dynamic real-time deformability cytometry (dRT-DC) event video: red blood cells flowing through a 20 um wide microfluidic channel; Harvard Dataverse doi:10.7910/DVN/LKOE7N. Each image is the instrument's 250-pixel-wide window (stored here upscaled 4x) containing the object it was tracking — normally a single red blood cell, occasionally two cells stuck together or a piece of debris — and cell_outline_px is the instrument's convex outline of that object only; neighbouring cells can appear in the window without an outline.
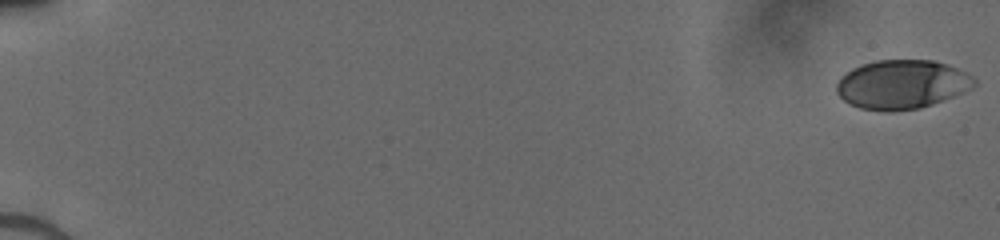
{"species": "human", "species_latin": "Homo sapiens", "temperature_condition": "cold", "stored_images_in_passage": 52, "camera_frame_rate_fps": 3000, "um_per_image_px": 0.085, "donor": {"sex": "male"}, "frame": {"image": 1, "passage_image": 1, "time_ms": 0.0, "image_size_px": [1000, 240], "cell_outline_px": [[976, 84], [952, 96], [932, 104], [916, 108], [860, 108], [844, 100], [836, 92], [836, 84], [840, 76], [852, 68], [876, 60], [932, 60], [948, 64], [972, 76], [976, 80]], "centroid_in_image_um": [76.63, 7.12], "position_along_channel_um": 8.4, "area_um2": 38.09}}
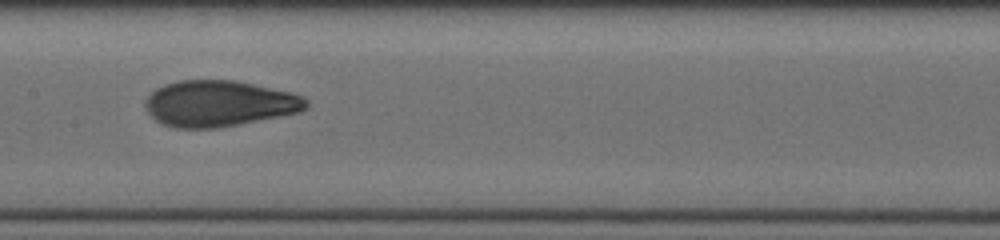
{"frame": {"image": 2, "passage_image": 29, "time_ms": 9.333, "image_size_px": [1000, 240], "cell_outline_px": [[308, 108], [300, 112], [220, 128], [176, 128], [164, 124], [156, 120], [148, 112], [144, 104], [148, 96], [156, 88], [164, 84], [180, 80], [236, 80], [292, 92], [304, 96], [308, 100]], "centroid_in_image_um": [18.66, 8.79], "position_along_channel_um": 188.7, "area_um2": 43.41}}
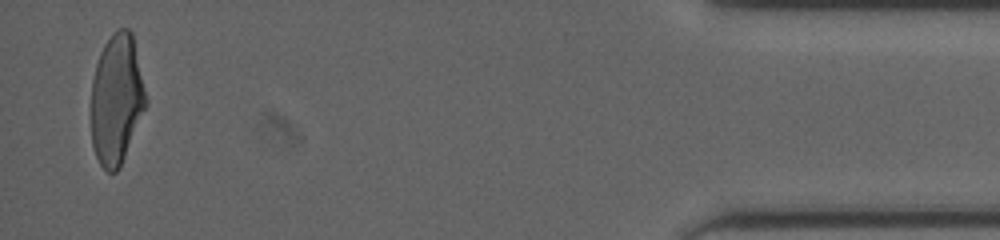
{"frame": {"image": 3, "passage_image": 51, "time_ms": 16.667, "image_size_px": [1000, 240], "cell_outline_px": [[148, 104], [120, 168], [116, 172], [108, 172], [100, 164], [96, 156], [92, 144], [92, 80], [96, 64], [100, 52], [104, 44], [112, 32], [120, 28], [128, 28], [132, 32], [148, 100]], "centroid_in_image_um": [9.93, 8.44], "position_along_channel_um": 425.3, "area_um2": 41.85}}